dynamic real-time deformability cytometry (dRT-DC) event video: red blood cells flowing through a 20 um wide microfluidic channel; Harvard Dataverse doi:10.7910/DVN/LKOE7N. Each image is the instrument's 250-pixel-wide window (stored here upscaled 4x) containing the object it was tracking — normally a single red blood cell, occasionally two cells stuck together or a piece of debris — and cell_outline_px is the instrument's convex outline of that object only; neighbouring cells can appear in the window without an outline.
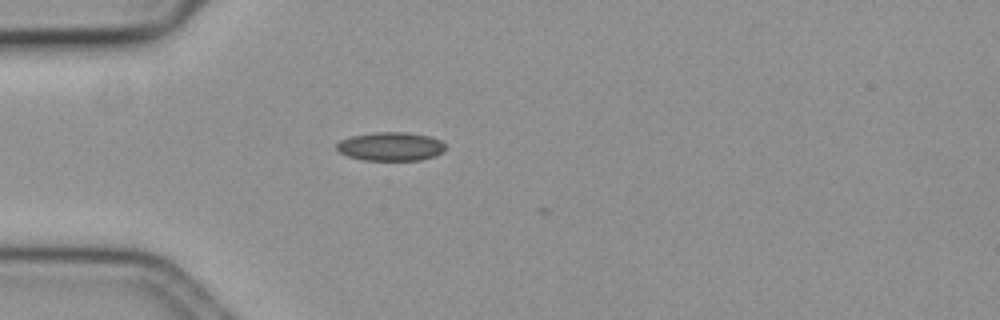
{"species": "common noctule bat (a hibernating species)", "species_latin": "Nyctalus noctula", "temperature_condition": "cold", "stored_images_in_passage": 34, "camera_frame_rate_fps": 3000, "um_per_image_px": 0.085, "animal": {"sex": "female", "body_mass_g": 19.3, "forearm_length_mm": 54.1}, "frame": {"image": 1, "passage_image": 1, "time_ms": 0.0, "image_size_px": [1000, 320], "cell_outline_px": [[444, 152], [436, 156], [420, 160], [364, 160], [348, 156], [340, 152], [336, 148], [336, 144], [340, 140], [352, 136], [372, 132], [404, 132], [428, 136], [440, 140], [444, 144]], "centroid_in_image_um": [33.2, 12.45], "position_along_channel_um": 51.8, "area_um2": 18.15}}
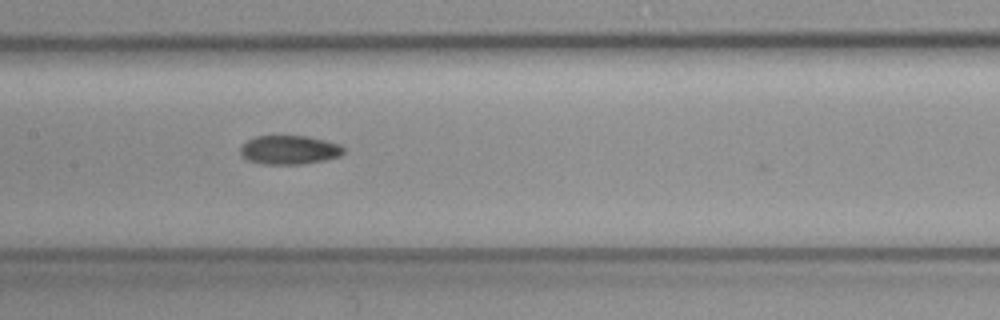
{"frame": {"image": 2, "passage_image": 13, "time_ms": 4.0, "image_size_px": [1000, 320], "cell_outline_px": [[344, 152], [340, 156], [324, 160], [300, 164], [264, 164], [248, 160], [240, 152], [240, 148], [248, 140], [256, 136], [308, 136], [340, 144], [344, 148]], "centroid_in_image_um": [24.62, 12.74], "position_along_channel_um": 182.8, "area_um2": 17.22}}
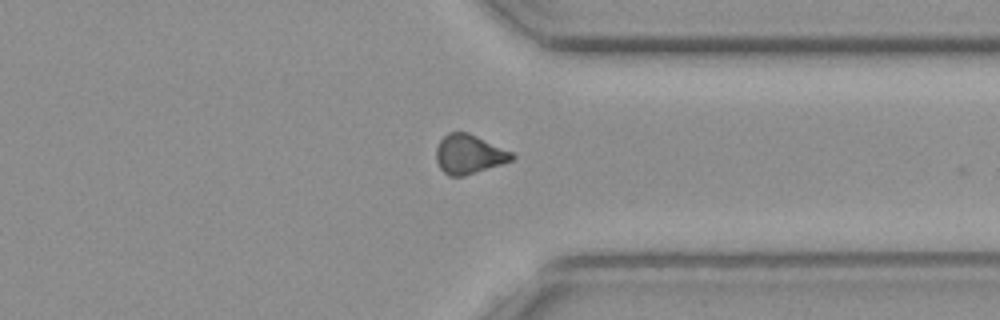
{"frame": {"image": 3, "passage_image": 29, "time_ms": 9.333, "image_size_px": [1000, 320], "cell_outline_px": [[516, 156], [512, 160], [464, 176], [448, 176], [440, 168], [436, 160], [436, 148], [440, 140], [448, 132], [468, 132], [512, 152]], "centroid_in_image_um": [39.84, 13.1], "position_along_channel_um": 371.6, "area_um2": 17.17}}